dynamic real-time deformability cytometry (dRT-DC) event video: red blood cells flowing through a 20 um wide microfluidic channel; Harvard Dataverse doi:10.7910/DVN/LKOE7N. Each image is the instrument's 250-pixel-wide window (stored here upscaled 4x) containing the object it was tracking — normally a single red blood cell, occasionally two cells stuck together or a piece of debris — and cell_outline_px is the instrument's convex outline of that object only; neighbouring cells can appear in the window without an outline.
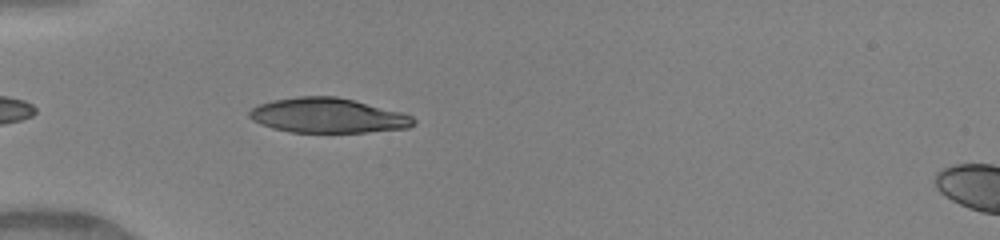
{"species": "human", "species_latin": "Homo sapiens", "temperature_condition": "warm", "stored_images_in_passage": 37, "camera_frame_rate_fps": 3000, "um_per_image_px": 0.085, "donor": {"sex": "female"}, "frame": {"image": 1, "passage_image": 3, "time_ms": 0.667, "image_size_px": [1000, 240], "cell_outline_px": [[416, 124], [408, 128], [364, 132], [288, 132], [272, 128], [260, 124], [252, 120], [248, 116], [248, 112], [252, 108], [260, 104], [272, 100], [300, 96], [336, 96], [400, 112], [412, 116], [416, 120]], "centroid_in_image_um": [27.83, 9.82], "position_along_channel_um": 57.2, "area_um2": 33.18}}
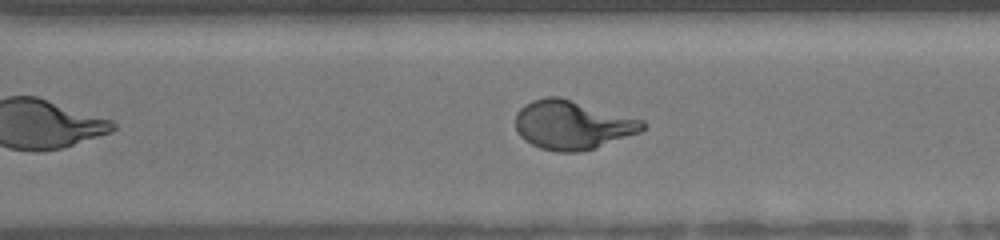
{"frame": {"image": 2, "passage_image": 23, "time_ms": 7.333, "image_size_px": [1000, 240], "cell_outline_px": [[644, 128], [640, 132], [596, 148], [580, 152], [560, 152], [540, 148], [524, 140], [520, 136], [516, 128], [516, 112], [524, 104], [532, 100], [548, 96], [560, 96], [644, 120]], "centroid_in_image_um": [48.64, 10.61], "position_along_channel_um": 322.0, "area_um2": 36.36}}
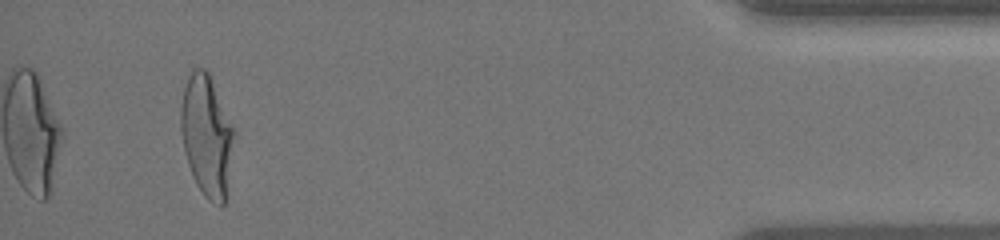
{"frame": {"image": 3, "passage_image": 34, "time_ms": 11.0, "image_size_px": [1000, 240], "cell_outline_px": [[236, 132], [228, 200], [220, 208], [208, 200], [204, 196], [196, 184], [192, 176], [184, 152], [180, 128], [180, 104], [184, 88], [188, 76], [192, 68], [204, 68], [208, 72], [236, 128]], "centroid_in_image_um": [17.62, 11.6], "position_along_channel_um": 417.6, "area_um2": 39.13}, "authors_computed_cell_mechanics": {"area_um2": 35.6626, "velocity_mm_per_s": 4.1249, "shape_relaxation_time_tau1_ms": 4.3381, "shape_relaxation_time_tau2_ms": null, "deformation_change_tau1": 0.2316, "deformation_change_tau2": null}}